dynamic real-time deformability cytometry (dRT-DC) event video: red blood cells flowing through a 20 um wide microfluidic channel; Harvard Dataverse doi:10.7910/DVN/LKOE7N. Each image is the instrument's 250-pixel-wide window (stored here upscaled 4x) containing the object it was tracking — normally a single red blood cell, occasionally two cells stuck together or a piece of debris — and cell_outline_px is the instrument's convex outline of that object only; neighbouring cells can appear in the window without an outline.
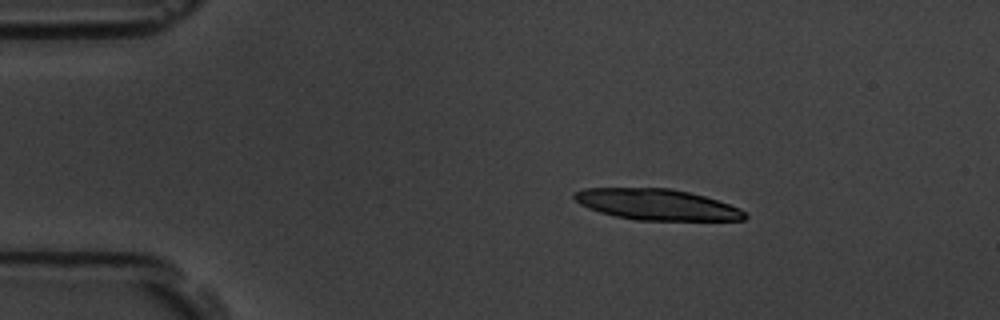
{"species": "common noctule bat (a hibernating species)", "species_latin": "Nyctalus noctula", "temperature_condition": "room temperature", "stored_images_in_passage": 48, "camera_frame_rate_fps": 3000, "um_per_image_px": 0.085, "animal": {"sex": "male", "body_mass_g": 19.5, "forearm_length_mm": 54.6}, "frame": {"image": 1, "passage_image": 1, "time_ms": 0.0, "image_size_px": [1000, 320], "cell_outline_px": [[748, 216], [744, 220], [636, 220], [616, 216], [600, 212], [588, 208], [580, 204], [572, 196], [572, 192], [584, 188], [672, 188], [704, 196], [740, 208]], "centroid_in_image_um": [55.8, 17.38], "position_along_channel_um": 29.2, "area_um2": 30.69}}
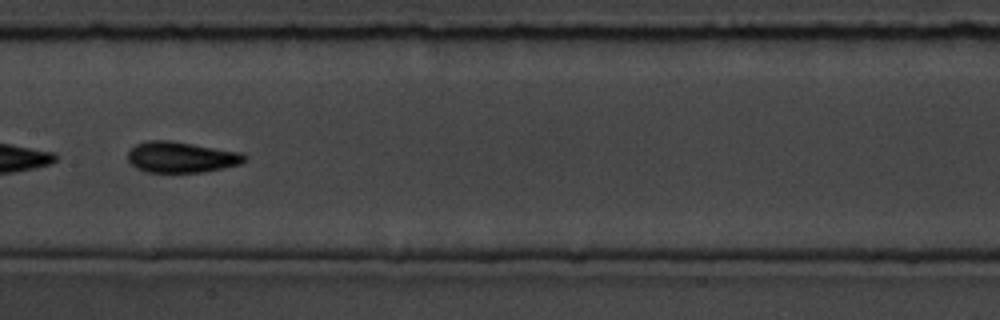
{"frame": {"image": 2, "passage_image": 20, "time_ms": 6.333, "image_size_px": [1000, 320], "cell_outline_px": [[248, 156], [240, 164], [224, 168], [204, 172], [144, 172], [136, 168], [128, 160], [128, 152], [136, 144], [148, 140], [172, 140], [240, 152]], "centroid_in_image_um": [15.4, 13.35], "position_along_channel_um": 192.0, "area_um2": 21.1}}
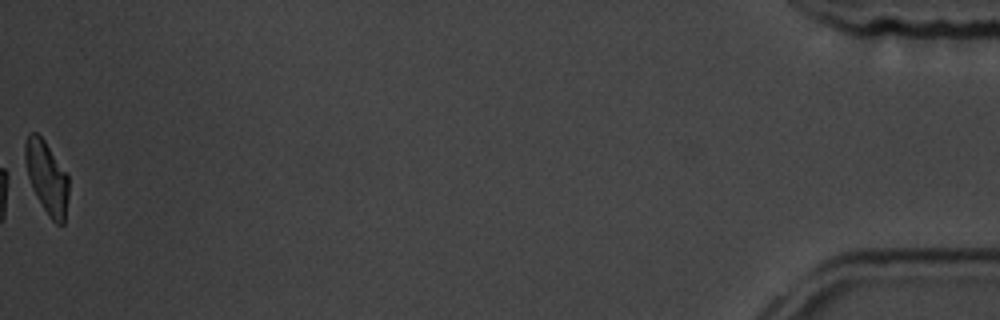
{"frame": {"image": 3, "passage_image": 48, "time_ms": 15.667, "image_size_px": [1000, 320], "cell_outline_px": [[68, 196], [64, 224], [56, 224], [48, 216], [24, 176], [24, 144], [28, 132], [36, 132], [44, 140], [68, 176]], "centroid_in_image_um": [3.91, 15.08], "position_along_channel_um": 431.3, "area_um2": 18.84}, "authors_computed_cell_mechanics": {"area_um2": 20.1722, "velocity_mm_per_s": 3.6342, "shape_relaxation_time_tau1_ms": 2.3615, "shape_relaxation_time_tau2_ms": 2.1457, "deformation_change_tau1": 0.1297, "deformation_change_tau2": 0.0669}}